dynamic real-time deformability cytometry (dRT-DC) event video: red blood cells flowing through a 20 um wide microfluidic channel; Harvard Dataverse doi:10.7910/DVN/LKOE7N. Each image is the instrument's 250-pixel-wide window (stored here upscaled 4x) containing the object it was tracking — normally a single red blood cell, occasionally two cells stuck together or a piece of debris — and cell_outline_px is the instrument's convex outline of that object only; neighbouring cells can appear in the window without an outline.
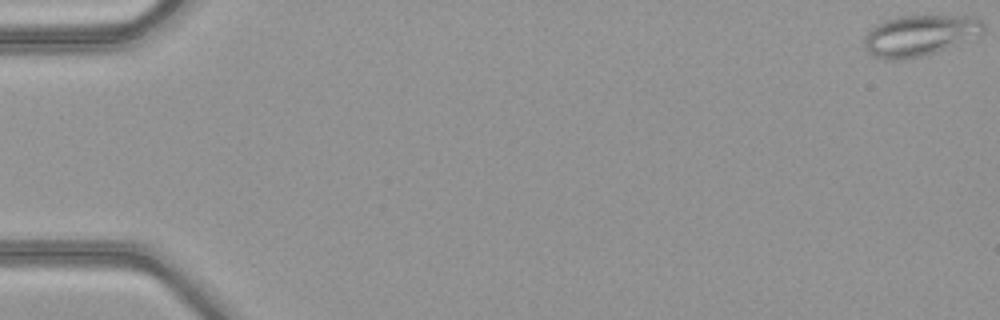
{"species": "common noctule bat (a hibernating species)", "species_latin": "Nyctalus noctula", "temperature_condition": "warm", "stored_images_in_passage": 51, "camera_frame_rate_fps": 3000, "um_per_image_px": 0.085, "animal": {"sex": "female", "body_mass_g": 21.9}, "frame": {"image": 1, "passage_image": 1, "time_ms": 0.0, "image_size_px": [1000, 320], "cell_outline_px": [[984, 32], [956, 44], [936, 52], [924, 56], [904, 60], [884, 60], [872, 56], [864, 48], [864, 36], [876, 24], [884, 20], [896, 16], [976, 16], [984, 24]], "centroid_in_image_um": [78.12, 3.02], "position_along_channel_um": 6.9, "area_um2": 28.55}}
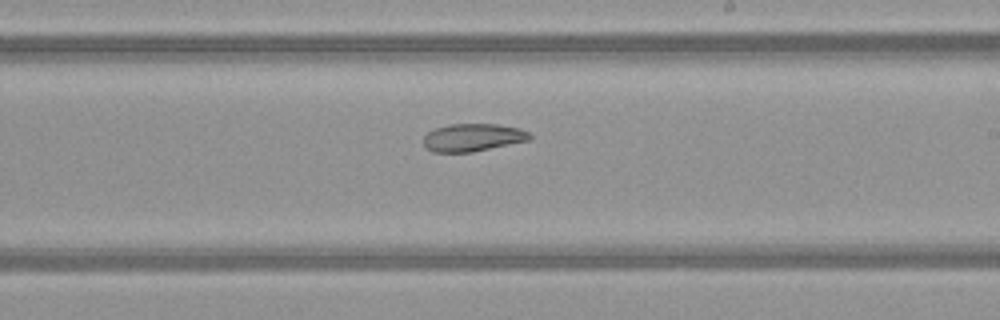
{"frame": {"image": 2, "passage_image": 31, "time_ms": 10.0, "image_size_px": [1000, 320], "cell_outline_px": [[532, 140], [472, 152], [432, 152], [424, 148], [424, 136], [428, 132], [436, 128], [448, 124], [500, 124], [520, 128], [528, 132], [532, 136]], "centroid_in_image_um": [40.21, 11.69], "position_along_channel_um": 248.8, "area_um2": 17.4}}
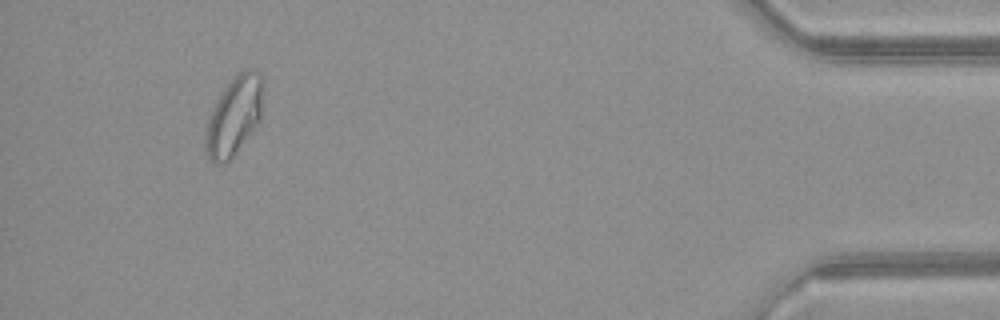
{"frame": {"image": 3, "passage_image": 48, "time_ms": 15.667, "image_size_px": [1000, 320], "cell_outline_px": [[260, 120], [248, 136], [232, 156], [228, 160], [220, 164], [216, 164], [208, 156], [204, 148], [204, 136], [208, 120], [212, 108], [224, 88], [240, 72], [248, 68], [252, 68], [260, 72]], "centroid_in_image_um": [19.84, 9.88], "position_along_channel_um": 415.4, "area_um2": 25.49}, "authors_computed_cell_mechanics": {"area_um2": 23.8136, "velocity_mm_per_s": 4.1061, "shape_relaxation_time_tau1_ms": null, "shape_relaxation_time_tau2_ms": 5.7215, "deformation_change_tau1": null, "deformation_change_tau2": 0.1285}}